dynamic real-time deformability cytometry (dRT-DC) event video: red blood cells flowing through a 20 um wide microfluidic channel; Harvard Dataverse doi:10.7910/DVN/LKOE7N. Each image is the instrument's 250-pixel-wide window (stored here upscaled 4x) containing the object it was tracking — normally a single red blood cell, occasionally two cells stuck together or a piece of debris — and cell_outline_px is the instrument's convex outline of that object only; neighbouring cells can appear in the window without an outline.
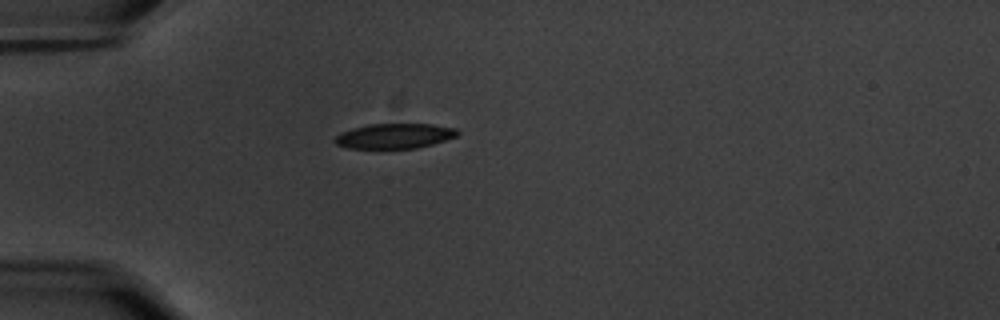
{"species": "common noctule bat (a hibernating species)", "species_latin": "Nyctalus noctula", "temperature_condition": "warm", "stored_images_in_passage": 42, "camera_frame_rate_fps": 3000, "um_per_image_px": 0.085, "animal": {"sex": "male", "body_mass_g": 20.1, "forearm_length_mm": 53.5}, "frame": {"image": 1, "passage_image": 1, "time_ms": 0.0, "image_size_px": [1000, 320], "cell_outline_px": [[460, 132], [456, 136], [432, 144], [416, 148], [348, 148], [336, 144], [332, 140], [340, 132], [352, 128], [368, 124], [432, 124], [456, 128]], "centroid_in_image_um": [33.5, 11.55], "position_along_channel_um": 51.5, "area_um2": 17.86}}
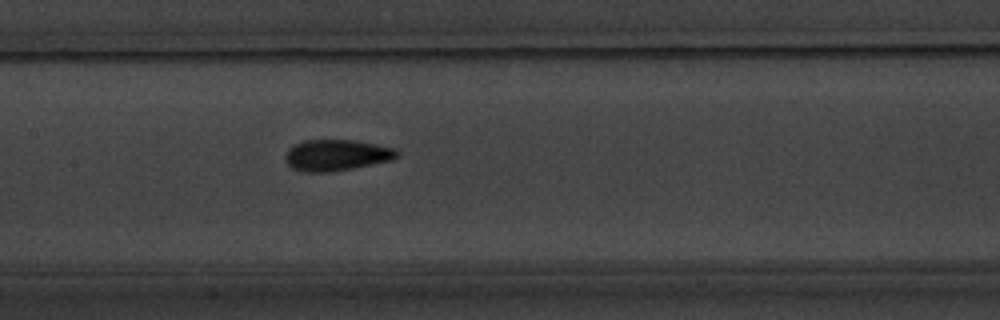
{"frame": {"image": 2, "passage_image": 13, "time_ms": 4.0, "image_size_px": [1000, 320], "cell_outline_px": [[400, 156], [392, 160], [352, 168], [328, 172], [304, 172], [292, 168], [284, 160], [284, 156], [288, 148], [304, 140], [352, 140], [396, 148], [400, 152]], "centroid_in_image_um": [28.6, 13.19], "position_along_channel_um": 178.8, "area_um2": 20.35}}
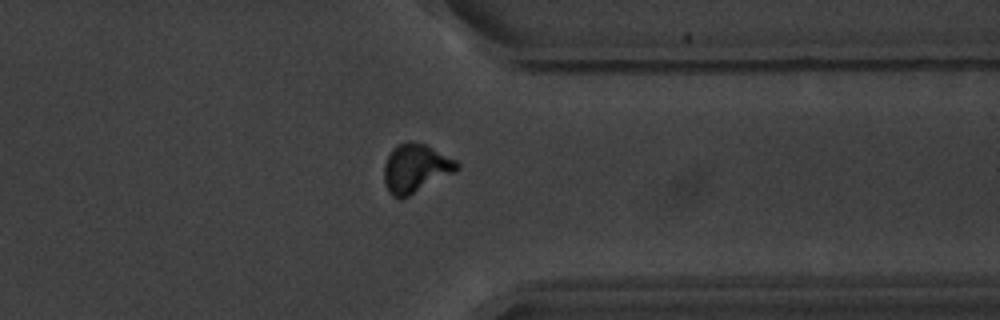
{"frame": {"image": 3, "passage_image": 30, "time_ms": 9.667, "image_size_px": [1000, 320], "cell_outline_px": [[460, 168], [408, 196], [400, 200], [392, 196], [388, 192], [384, 184], [384, 164], [392, 148], [396, 144], [408, 140], [412, 140], [424, 144], [456, 160], [460, 164]], "centroid_in_image_um": [35.27, 14.29], "position_along_channel_um": 376.1, "area_um2": 20.58}, "authors_computed_cell_mechanics": {"area_um2": 19.1029, "velocity_mm_per_s": 3.5216, "shape_relaxation_time_tau1_ms": 3.665, "shape_relaxation_time_tau2_ms": 1.6391, "deformation_change_tau1": 0.1627, "deformation_change_tau2": 0.0817}}